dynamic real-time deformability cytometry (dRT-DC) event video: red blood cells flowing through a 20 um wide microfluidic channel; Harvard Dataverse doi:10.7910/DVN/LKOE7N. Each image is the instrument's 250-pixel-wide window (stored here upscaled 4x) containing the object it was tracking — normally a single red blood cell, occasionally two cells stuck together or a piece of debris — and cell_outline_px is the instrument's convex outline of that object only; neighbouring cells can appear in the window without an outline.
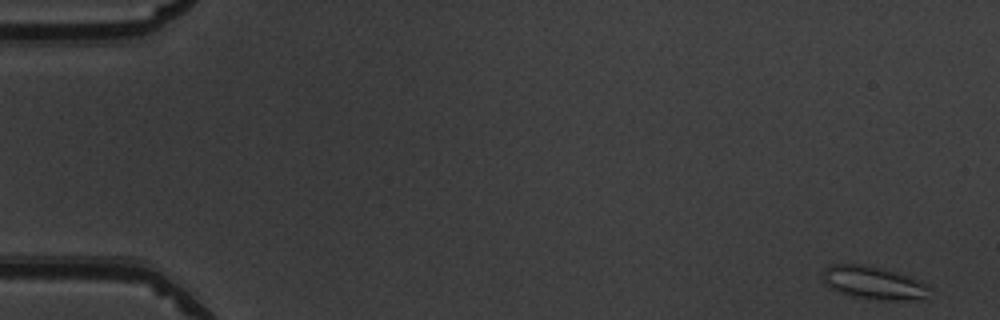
{"species": "common noctule bat (a hibernating species)", "species_latin": "Nyctalus noctula", "temperature_condition": "warm", "stored_images_in_passage": 51, "camera_frame_rate_fps": 3000, "um_per_image_px": 0.085, "animal": {"sex": "male", "body_mass_g": 19.5, "forearm_length_mm": 54.6}, "frame": {"image": 1, "passage_image": 1, "time_ms": 0.0, "image_size_px": [1000, 320], "cell_outline_px": [[932, 288], [928, 300], [876, 300], [852, 296], [840, 292], [832, 288], [824, 280], [824, 268], [832, 264], [864, 264], [912, 276]], "centroid_in_image_um": [74.37, 24.06], "position_along_channel_um": 10.6, "area_um2": 20.75}}
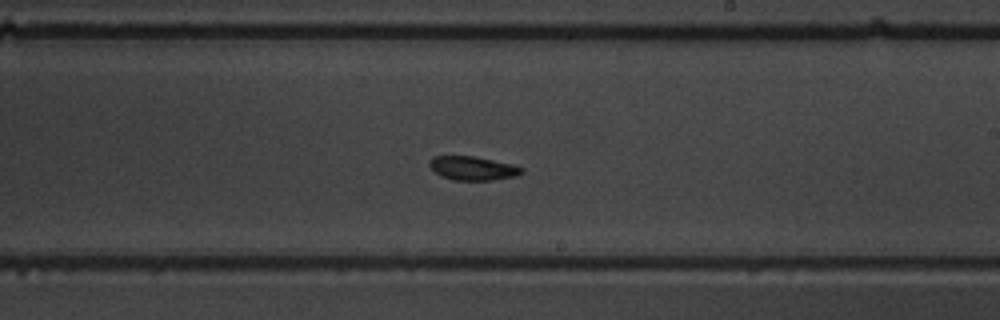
{"frame": {"image": 2, "passage_image": 30, "time_ms": 9.667, "image_size_px": [1000, 320], "cell_outline_px": [[524, 172], [516, 176], [492, 180], [456, 180], [440, 176], [428, 164], [428, 160], [432, 156], [472, 156], [512, 164], [524, 168]], "centroid_in_image_um": [40.18, 14.3], "position_along_channel_um": 248.8, "area_um2": 12.77}}
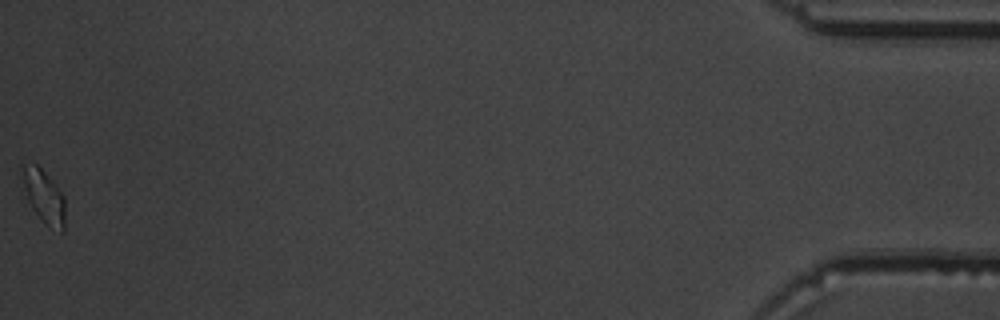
{"frame": {"image": 3, "passage_image": 51, "time_ms": 16.667, "image_size_px": [1000, 320], "cell_outline_px": [[64, 232], [60, 232], [48, 228], [40, 220], [32, 208], [28, 200], [20, 168], [20, 164], [36, 164], [56, 184], [64, 196]], "centroid_in_image_um": [3.74, 16.73], "position_along_channel_um": 431.5, "area_um2": 13.41}, "authors_computed_cell_mechanics": {"area_um2": 13.1784, "velocity_mm_per_s": 3.9532, "shape_relaxation_time_tau1_ms": null, "shape_relaxation_time_tau2_ms": 4.0218, "deformation_change_tau1": null, "deformation_change_tau2": 0.0865}}